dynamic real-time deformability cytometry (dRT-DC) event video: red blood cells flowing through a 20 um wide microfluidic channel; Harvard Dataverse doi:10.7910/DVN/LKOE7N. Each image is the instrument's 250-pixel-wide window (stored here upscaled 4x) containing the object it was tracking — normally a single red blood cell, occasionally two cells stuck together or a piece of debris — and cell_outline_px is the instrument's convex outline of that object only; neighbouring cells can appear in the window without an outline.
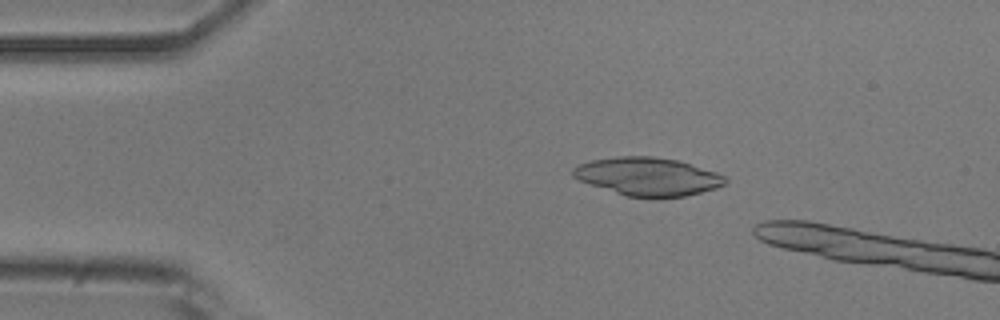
{"species": "common noctule bat (a hibernating species)", "species_latin": "Nyctalus noctula", "temperature_condition": "room temperature", "stored_images_in_passage": 4, "camera_frame_rate_fps": 3000, "um_per_image_px": 0.085, "animal": {"sex": "male", "body_mass_g": 20.5, "forearm_length_mm": 52.5}, "frame": {"image": 1, "passage_image": 3, "time_ms": 0.667, "image_size_px": [1000, 320], "cell_outline_px": [[728, 180], [724, 184], [716, 188], [684, 196], [628, 196], [580, 180], [572, 176], [572, 168], [580, 164], [592, 160], [616, 156], [652, 156], [676, 160], [716, 172], [724, 176]], "centroid_in_image_um": [55.06, 14.98], "position_along_channel_um": 29.9, "area_um2": 33.0}}